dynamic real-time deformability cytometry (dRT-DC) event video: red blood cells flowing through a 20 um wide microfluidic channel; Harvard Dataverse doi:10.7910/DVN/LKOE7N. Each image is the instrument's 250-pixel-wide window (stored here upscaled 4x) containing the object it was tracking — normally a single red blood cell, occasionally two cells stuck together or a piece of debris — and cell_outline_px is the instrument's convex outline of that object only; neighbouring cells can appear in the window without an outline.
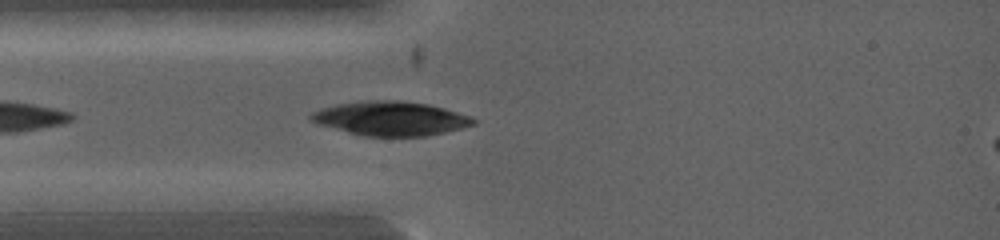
{"species": "common noctule bat (a hibernating species)", "species_latin": "Nyctalus noctula", "temperature_condition": "warm", "stored_images_in_passage": 5, "camera_frame_rate_fps": 5000, "um_per_image_px": 0.085, "animal": {"sex": "female", "body_mass_g": 19.0, "forearm_length_mm": 53.3}, "frame": {"image": 1, "passage_image": 5, "time_ms": 0.8, "image_size_px": [1000, 240], "cell_outline_px": [[476, 124], [444, 132], [424, 136], [364, 136], [320, 124], [312, 120], [308, 116], [312, 112], [320, 108], [336, 104], [360, 100], [400, 100], [428, 104], [444, 108], [472, 116], [476, 120]], "centroid_in_image_um": [33.22, 10.05], "position_along_channel_um": 51.8, "area_um2": 32.25}}